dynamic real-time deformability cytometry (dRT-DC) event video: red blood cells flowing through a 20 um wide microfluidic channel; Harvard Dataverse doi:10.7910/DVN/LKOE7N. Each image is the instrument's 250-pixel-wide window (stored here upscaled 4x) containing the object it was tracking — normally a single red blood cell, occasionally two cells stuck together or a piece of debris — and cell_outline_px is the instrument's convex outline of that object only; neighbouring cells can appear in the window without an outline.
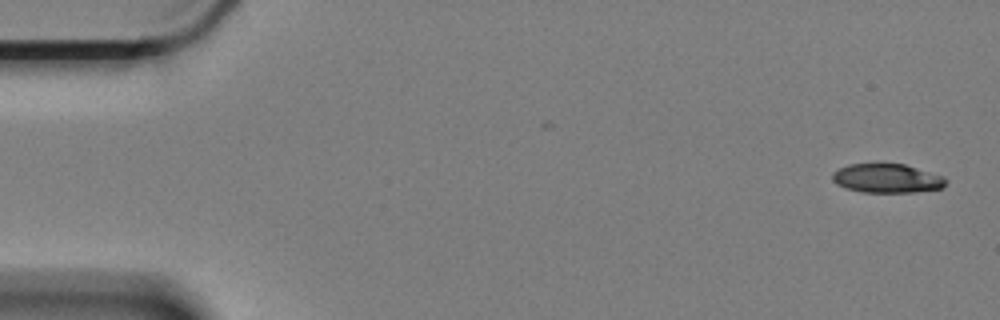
{"species": "Egyptian fruit bat (a non-hibernating species)", "species_latin": "Rousettus aegyptiacus", "temperature_condition": "cold", "stored_images_in_passage": 58, "camera_frame_rate_fps": 3000, "um_per_image_px": 0.085, "animal": {"sex": "female"}, "frame": {"image": 1, "passage_image": 1, "time_ms": 0.0, "image_size_px": [1000, 320], "cell_outline_px": [[948, 180], [944, 188], [916, 192], [860, 192], [844, 188], [836, 184], [832, 180], [832, 172], [848, 164], [904, 164], [944, 176]], "centroid_in_image_um": [75.4, 15.17], "position_along_channel_um": 9.6, "area_um2": 19.36}}
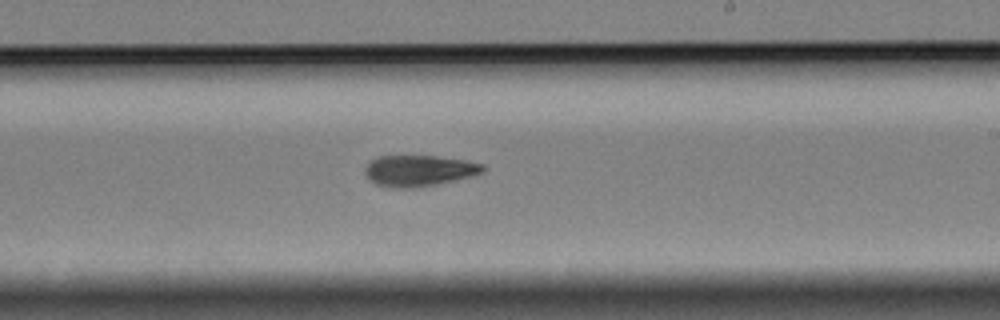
{"frame": {"image": 2, "passage_image": 34, "time_ms": 11.0, "image_size_px": [1000, 320], "cell_outline_px": [[484, 172], [472, 176], [436, 184], [412, 188], [388, 188], [376, 184], [368, 180], [364, 172], [364, 168], [372, 160], [380, 156], [436, 156], [464, 160], [484, 164]], "centroid_in_image_um": [35.58, 14.51], "position_along_channel_um": 253.4, "area_um2": 21.39}}
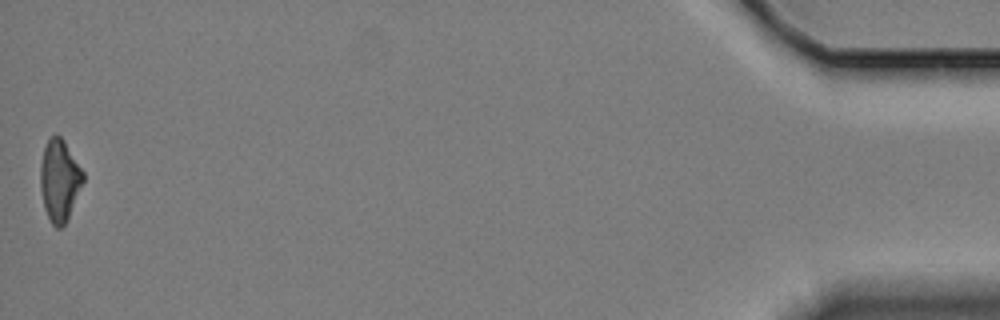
{"frame": {"image": 3, "passage_image": 58, "time_ms": 19.0, "image_size_px": [1000, 320], "cell_outline_px": [[84, 180], [68, 216], [64, 224], [60, 228], [56, 228], [52, 224], [44, 208], [40, 188], [40, 164], [44, 148], [48, 140], [56, 132], [64, 140], [84, 172]], "centroid_in_image_um": [5.04, 15.29], "position_along_channel_um": 430.2, "area_um2": 20.17}, "authors_computed_cell_mechanics": {"area_um2": 21.097, "velocity_mm_per_s": 3.3721, "shape_relaxation_time_tau1_ms": 5.0704, "shape_relaxation_time_tau2_ms": null, "deformation_change_tau1": 0.1425, "deformation_change_tau2": null}}